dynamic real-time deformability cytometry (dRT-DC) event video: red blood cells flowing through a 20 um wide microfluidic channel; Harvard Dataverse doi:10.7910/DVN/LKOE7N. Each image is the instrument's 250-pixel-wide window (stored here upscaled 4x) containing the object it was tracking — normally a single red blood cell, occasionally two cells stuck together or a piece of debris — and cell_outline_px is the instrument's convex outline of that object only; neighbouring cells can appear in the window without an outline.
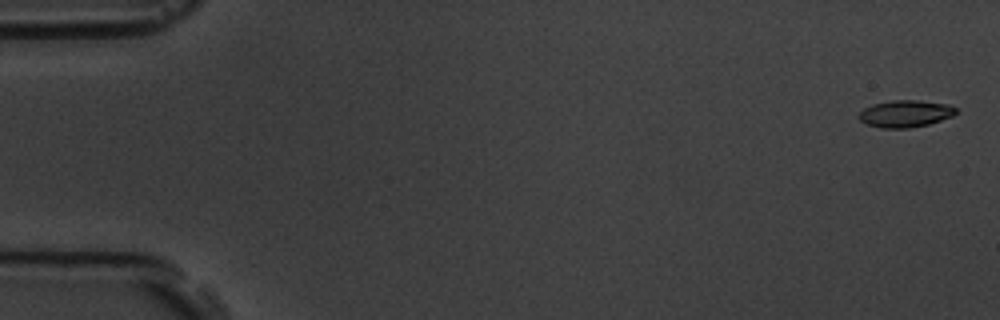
{"species": "common noctule bat (a hibernating species)", "species_latin": "Nyctalus noctula", "temperature_condition": "room temperature", "stored_images_in_passage": 15, "camera_frame_rate_fps": 3000, "um_per_image_px": 0.085, "animal": {"sex": "male", "body_mass_g": 19.5, "forearm_length_mm": 54.6}, "frame": {"image": 1, "passage_image": 1, "time_ms": 0.0, "image_size_px": [1000, 320], "cell_outline_px": [[956, 112], [952, 116], [928, 124], [908, 128], [880, 128], [868, 124], [860, 120], [856, 116], [864, 108], [872, 104], [892, 100], [920, 100], [948, 104], [956, 108]], "centroid_in_image_um": [76.93, 9.65], "position_along_channel_um": 8.1, "area_um2": 15.26}}
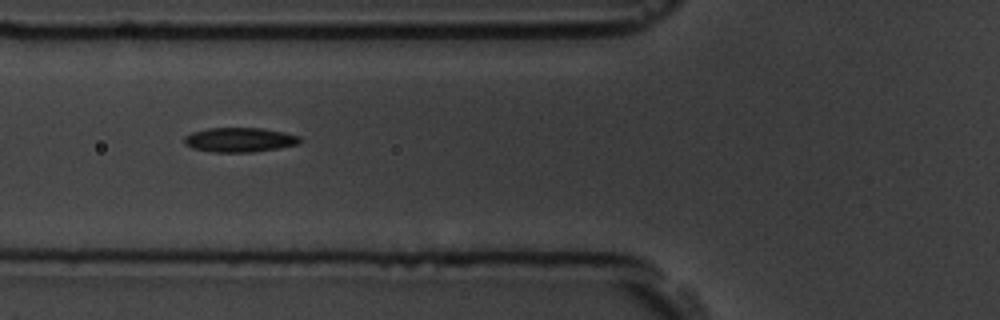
{"frame": {"image": 2, "passage_image": 6, "time_ms": 6.667, "image_size_px": [1000, 320], "cell_outline_px": [[300, 144], [252, 152], [212, 152], [192, 148], [184, 144], [184, 136], [192, 132], [208, 128], [264, 128], [284, 132], [300, 136]], "centroid_in_image_um": [20.35, 11.88], "position_along_channel_um": 105.5, "area_um2": 16.53}}
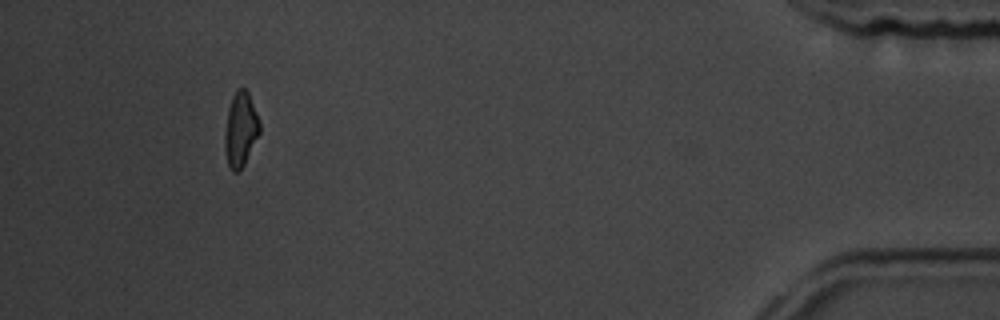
{"frame": {"image": 3, "passage_image": 14, "time_ms": 17.0, "image_size_px": [1000, 320], "cell_outline_px": [[260, 132], [240, 172], [232, 172], [228, 164], [224, 148], [224, 136], [228, 108], [232, 96], [236, 88], [244, 88], [248, 92], [260, 124]], "centroid_in_image_um": [20.43, 11.01], "position_along_channel_um": 414.8, "area_um2": 15.09}, "authors_computed_cell_mechanics": {"area_um2": 15.6638, "velocity_mm_per_s": 3.6418, "shape_relaxation_time_tau1_ms": 3.4276, "shape_relaxation_time_tau2_ms": 3.8364, "deformation_change_tau1": 0.1009, "deformation_change_tau2": 0.0974}}